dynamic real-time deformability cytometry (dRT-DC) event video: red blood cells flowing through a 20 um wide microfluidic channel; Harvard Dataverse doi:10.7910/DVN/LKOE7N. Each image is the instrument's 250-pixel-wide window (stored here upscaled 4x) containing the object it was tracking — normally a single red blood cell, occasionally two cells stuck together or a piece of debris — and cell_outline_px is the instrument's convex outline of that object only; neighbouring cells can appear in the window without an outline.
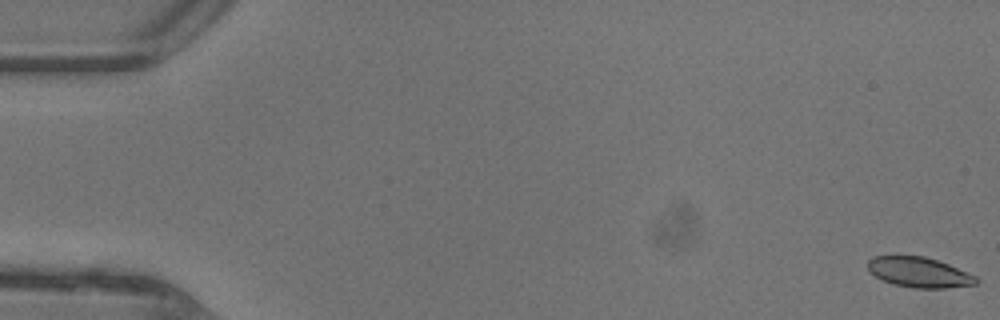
{"species": "common noctule bat (a hibernating species)", "species_latin": "Nyctalus noctula", "temperature_condition": "warm", "stored_images_in_passage": 48, "camera_frame_rate_fps": 3000, "um_per_image_px": 0.085, "animal": {"sex": "female"}, "frame": {"image": 1, "passage_image": 1, "time_ms": 0.0, "image_size_px": [1000, 320], "cell_outline_px": [[980, 280], [976, 284], [948, 288], [916, 288], [896, 284], [884, 280], [876, 276], [868, 268], [868, 260], [872, 256], [924, 256], [948, 264], [976, 276]], "centroid_in_image_um": [78.16, 23.14], "position_along_channel_um": 6.8, "area_um2": 18.79}}
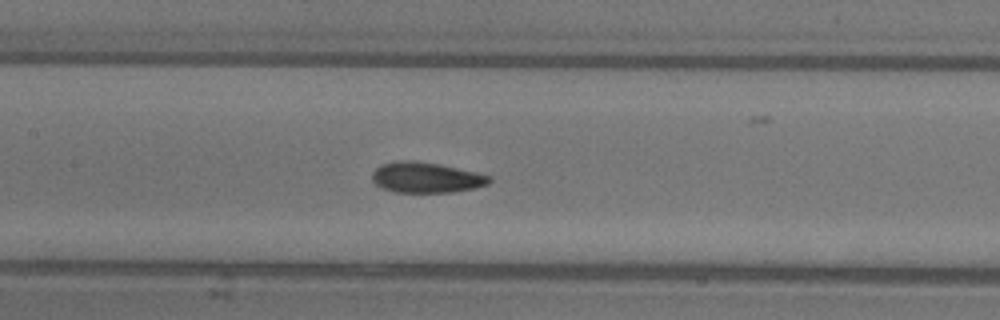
{"frame": {"image": 2, "passage_image": 23, "time_ms": 7.333, "image_size_px": [1000, 320], "cell_outline_px": [[492, 180], [488, 184], [472, 188], [452, 192], [396, 192], [380, 188], [372, 180], [372, 172], [380, 164], [400, 160], [416, 160], [440, 164], [476, 172], [492, 176]], "centroid_in_image_um": [36.2, 15.07], "position_along_channel_um": 171.2, "area_um2": 20.98}}
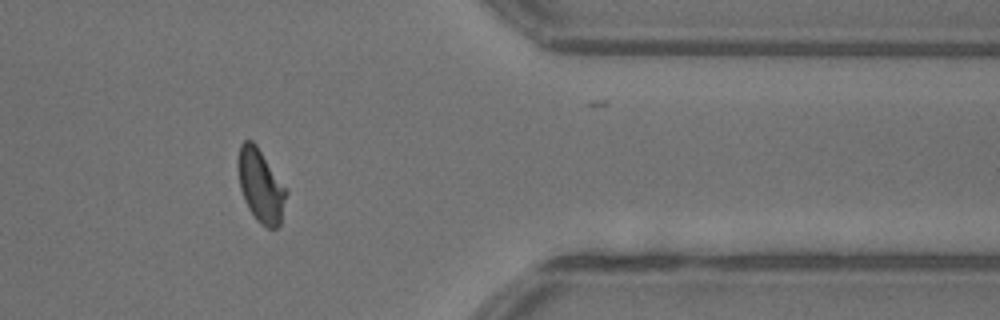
{"frame": {"image": 3, "passage_image": 39, "time_ms": 12.667, "image_size_px": [1000, 320], "cell_outline_px": [[288, 192], [280, 224], [276, 228], [268, 228], [260, 224], [256, 220], [248, 208], [244, 200], [240, 188], [236, 168], [236, 160], [240, 144], [244, 140], [252, 140], [256, 144], [288, 188]], "centroid_in_image_um": [22.15, 15.76], "position_along_channel_um": 389.2, "area_um2": 21.15}, "authors_computed_cell_mechanics": {"area_um2": 20.3745, "velocity_mm_per_s": 4.4646, "shape_relaxation_time_tau1_ms": 3.5076, "shape_relaxation_time_tau2_ms": 1.0261, "deformation_change_tau1": 0.1303, "deformation_change_tau2": 0.0623}}